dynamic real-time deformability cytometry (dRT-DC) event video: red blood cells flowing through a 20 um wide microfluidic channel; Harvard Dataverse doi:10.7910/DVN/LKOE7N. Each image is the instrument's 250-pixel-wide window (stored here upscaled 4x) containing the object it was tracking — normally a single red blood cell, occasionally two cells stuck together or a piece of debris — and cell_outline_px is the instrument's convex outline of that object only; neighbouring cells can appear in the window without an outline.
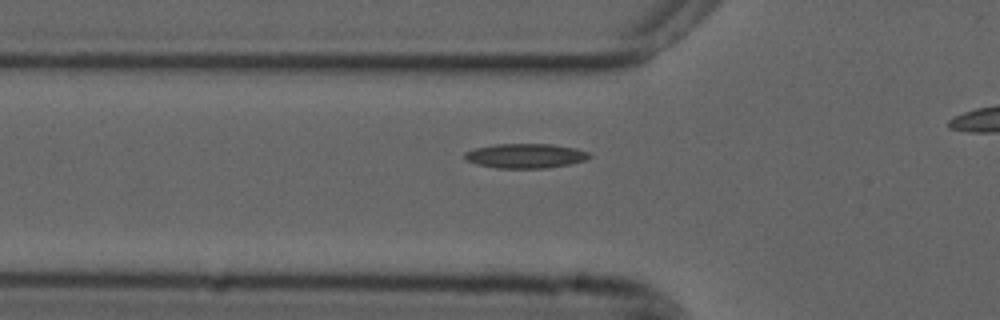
{"species": "common noctule bat (a hibernating species)", "species_latin": "Nyctalus noctula", "temperature_condition": "cold", "stored_images_in_passage": 29, "camera_frame_rate_fps": 3000, "um_per_image_px": 0.085, "animal": {"sex": "male", "forearm_length_mm": 52.5}, "frame": {"image": 1, "passage_image": 2, "time_ms": 0.333, "image_size_px": [1000, 320], "cell_outline_px": [[592, 156], [588, 160], [548, 168], [496, 168], [476, 164], [464, 160], [464, 152], [476, 148], [496, 144], [552, 144], [576, 148], [588, 152]], "centroid_in_image_um": [44.67, 13.25], "position_along_channel_um": 81.1, "area_um2": 17.98}}
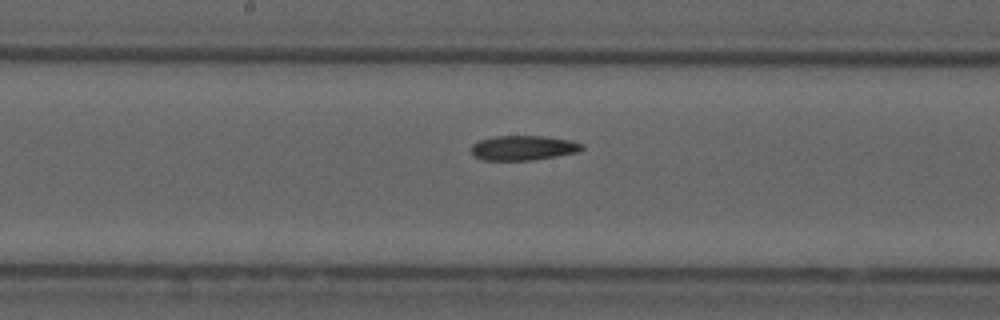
{"frame": {"image": 2, "passage_image": 12, "time_ms": 3.667, "image_size_px": [1000, 320], "cell_outline_px": [[584, 148], [580, 152], [532, 160], [484, 160], [476, 156], [472, 152], [472, 144], [480, 140], [496, 136], [544, 136], [572, 140], [584, 144]], "centroid_in_image_um": [44.55, 12.56], "position_along_channel_um": 203.7, "area_um2": 15.95}}
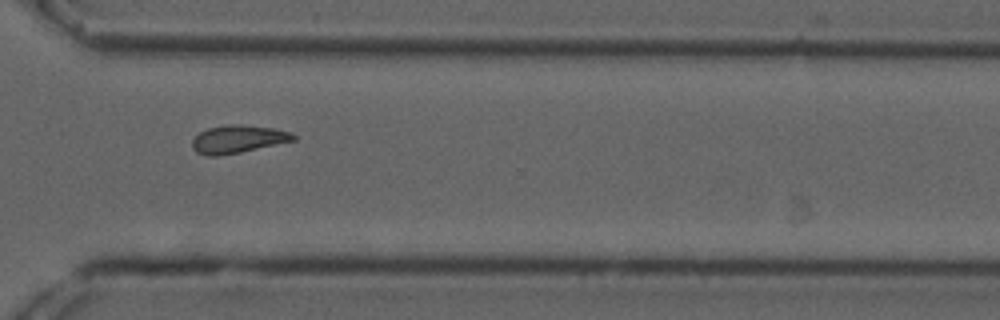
{"frame": {"image": 3, "passage_image": 24, "time_ms": 7.667, "image_size_px": [1000, 320], "cell_outline_px": [[296, 140], [240, 152], [216, 156], [208, 156], [196, 152], [192, 148], [192, 140], [200, 132], [208, 128], [228, 124], [236, 124], [272, 128], [292, 132], [296, 136]], "centroid_in_image_um": [20.22, 11.82], "position_along_channel_um": 350.4, "area_um2": 16.3}}